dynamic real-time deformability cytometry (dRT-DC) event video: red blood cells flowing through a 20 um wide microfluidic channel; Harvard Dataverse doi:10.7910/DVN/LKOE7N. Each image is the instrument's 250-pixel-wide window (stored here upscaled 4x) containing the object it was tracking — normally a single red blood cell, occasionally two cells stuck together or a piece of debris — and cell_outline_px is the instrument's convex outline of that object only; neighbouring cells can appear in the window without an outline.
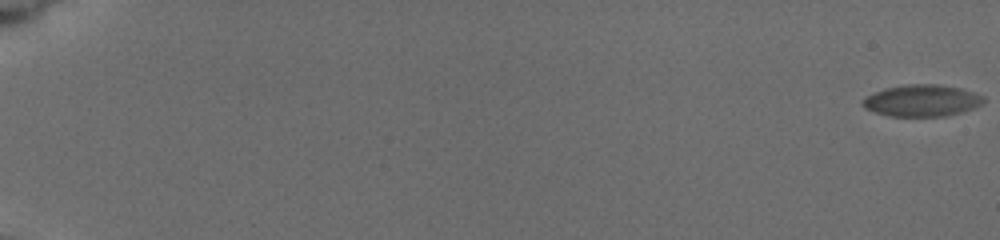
{"species": "common noctule bat (a hibernating species)", "species_latin": "Nyctalus noctula", "temperature_condition": "cold", "stored_images_in_passage": 6, "camera_frame_rate_fps": 3000, "um_per_image_px": 0.085, "animal": {"sex": "female", "body_mass_g": 19.5, "forearm_length_mm": 54.1}, "frame": {"image": 1, "passage_image": 1, "time_ms": 0.0, "image_size_px": [1000, 240], "cell_outline_px": [[984, 100], [980, 104], [972, 108], [960, 112], [944, 116], [892, 116], [876, 112], [868, 108], [864, 104], [864, 100], [868, 96], [884, 88], [904, 84], [936, 84], [956, 88], [972, 92], [984, 96]], "centroid_in_image_um": [78.37, 8.54], "position_along_channel_um": 6.6, "area_um2": 21.68}}
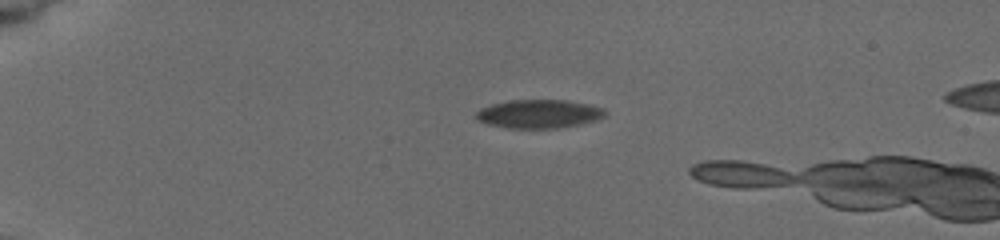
{"frame": {"image": 2, "passage_image": 5, "time_ms": 5.0, "image_size_px": [1000, 240], "cell_outline_px": [[604, 116], [596, 120], [556, 128], [508, 128], [488, 124], [476, 120], [476, 112], [480, 108], [492, 104], [508, 100], [564, 100], [588, 104], [604, 108]], "centroid_in_image_um": [45.75, 9.67], "position_along_channel_um": 39.3, "area_um2": 21.27}}